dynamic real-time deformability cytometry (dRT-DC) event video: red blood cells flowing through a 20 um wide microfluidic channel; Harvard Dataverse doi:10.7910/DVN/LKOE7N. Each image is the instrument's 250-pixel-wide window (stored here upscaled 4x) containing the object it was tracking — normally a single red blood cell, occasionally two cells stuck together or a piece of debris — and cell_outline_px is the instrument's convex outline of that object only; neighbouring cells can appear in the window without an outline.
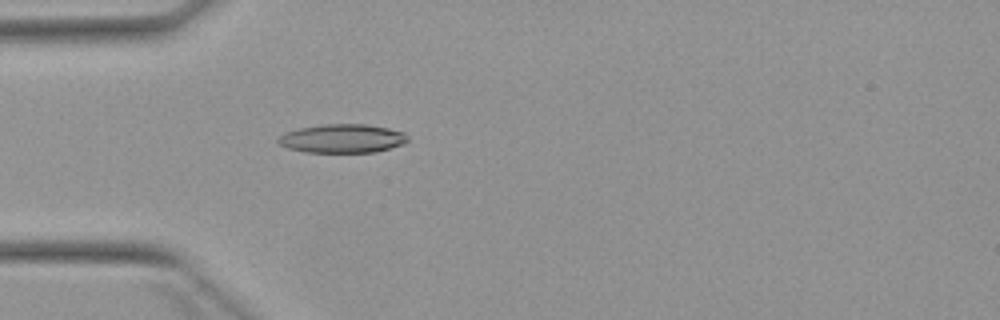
{"species": "Egyptian fruit bat (a non-hibernating species)", "species_latin": "Rousettus aegyptiacus", "temperature_condition": "warm", "stored_images_in_passage": 1, "camera_frame_rate_fps": 3000, "um_per_image_px": 0.085, "animal": {"sex": "female"}, "frame": {"image": 1, "passage_image": 1, "time_ms": 0.0, "image_size_px": [1000, 320], "cell_outline_px": [[408, 140], [404, 144], [376, 152], [304, 152], [288, 148], [280, 144], [276, 140], [284, 132], [300, 128], [324, 124], [364, 124], [388, 128], [404, 132], [408, 136]], "centroid_in_image_um": [29.11, 11.77], "position_along_channel_um": 55.9, "area_um2": 21.68}}